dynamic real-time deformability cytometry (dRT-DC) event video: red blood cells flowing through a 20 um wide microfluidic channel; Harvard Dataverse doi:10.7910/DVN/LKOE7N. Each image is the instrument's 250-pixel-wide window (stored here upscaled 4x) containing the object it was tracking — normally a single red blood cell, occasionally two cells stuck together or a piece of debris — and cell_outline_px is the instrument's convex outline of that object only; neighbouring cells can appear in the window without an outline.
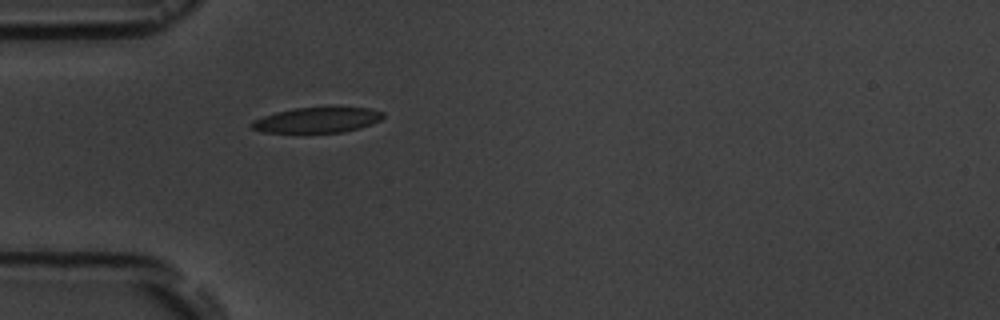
{"species": "common noctule bat (a hibernating species)", "species_latin": "Nyctalus noctula", "temperature_condition": "room temperature", "stored_images_in_passage": 6, "camera_frame_rate_fps": 3000, "um_per_image_px": 0.085, "animal": {"sex": "male", "body_mass_g": 19.5, "forearm_length_mm": 54.6}, "frame": {"image": 1, "passage_image": 6, "time_ms": 5.667, "image_size_px": [1000, 320], "cell_outline_px": [[384, 116], [380, 120], [372, 124], [360, 128], [344, 132], [260, 132], [252, 128], [248, 124], [252, 120], [276, 112], [292, 108], [368, 108], [384, 112]], "centroid_in_image_um": [26.93, 10.21], "position_along_channel_um": 58.1, "area_um2": 19.31}}